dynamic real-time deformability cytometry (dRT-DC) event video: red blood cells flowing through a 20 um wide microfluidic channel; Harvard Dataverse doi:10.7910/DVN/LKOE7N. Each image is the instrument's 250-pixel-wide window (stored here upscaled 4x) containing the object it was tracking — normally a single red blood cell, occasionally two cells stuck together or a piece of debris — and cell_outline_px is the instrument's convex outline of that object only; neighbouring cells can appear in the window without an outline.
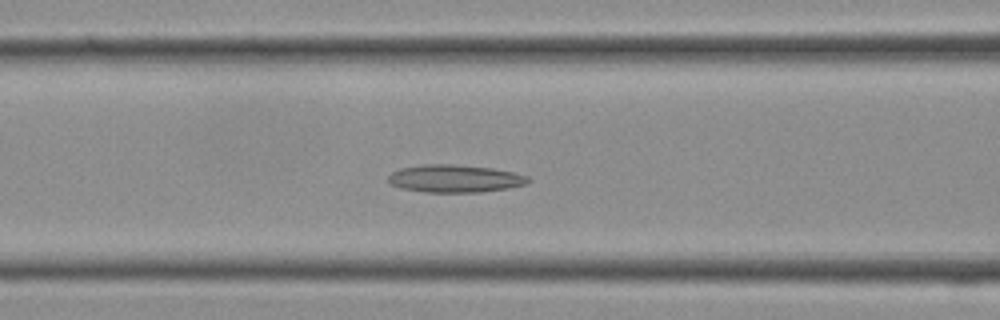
{"species": "Egyptian fruit bat (a non-hibernating species)", "species_latin": "Rousettus aegyptiacus", "temperature_condition": "cold", "stored_images_in_passage": 20, "camera_frame_rate_fps": 3000, "um_per_image_px": 0.085, "frame": {"image": 1, "passage_image": 12, "time_ms": 3.667, "image_size_px": [1000, 320], "cell_outline_px": [[532, 180], [528, 184], [508, 188], [480, 192], [424, 192], [400, 188], [392, 184], [388, 180], [388, 176], [392, 172], [400, 168], [424, 164], [452, 164], [492, 168], [512, 172], [528, 176]], "centroid_in_image_um": [38.68, 15.18], "position_along_channel_um": 127.9, "area_um2": 22.6}}
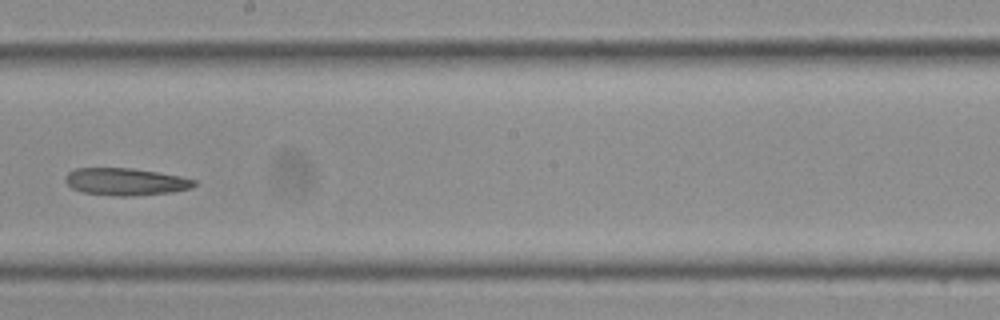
{"frame": {"image": 2, "passage_image": 17, "time_ms": 5.333, "image_size_px": [1000, 320], "cell_outline_px": [[196, 184], [192, 188], [172, 192], [128, 196], [116, 196], [80, 192], [72, 188], [64, 180], [64, 176], [68, 172], [76, 168], [132, 168], [180, 176], [196, 180]], "centroid_in_image_um": [10.65, 15.44], "position_along_channel_um": 237.6, "area_um2": 20.52}}
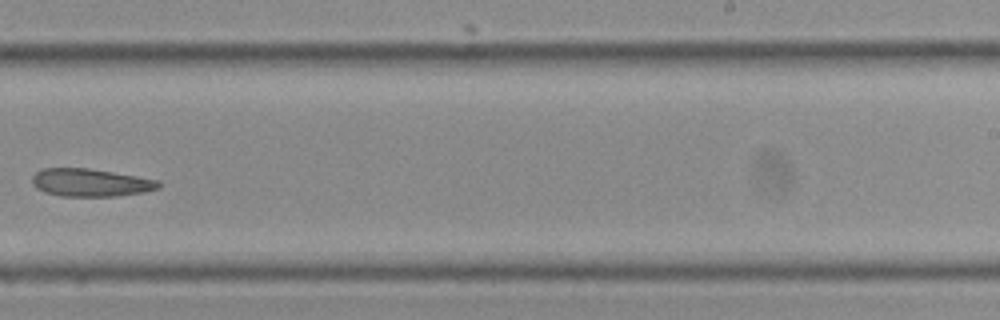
{"frame": {"image": 3, "passage_image": 19, "time_ms": 6.0, "image_size_px": [1000, 320], "cell_outline_px": [[160, 188], [144, 192], [116, 196], [60, 196], [44, 192], [36, 188], [32, 184], [32, 176], [40, 168], [88, 168], [160, 180]], "centroid_in_image_um": [7.67, 15.52], "position_along_channel_um": 281.3, "area_um2": 20.58}}